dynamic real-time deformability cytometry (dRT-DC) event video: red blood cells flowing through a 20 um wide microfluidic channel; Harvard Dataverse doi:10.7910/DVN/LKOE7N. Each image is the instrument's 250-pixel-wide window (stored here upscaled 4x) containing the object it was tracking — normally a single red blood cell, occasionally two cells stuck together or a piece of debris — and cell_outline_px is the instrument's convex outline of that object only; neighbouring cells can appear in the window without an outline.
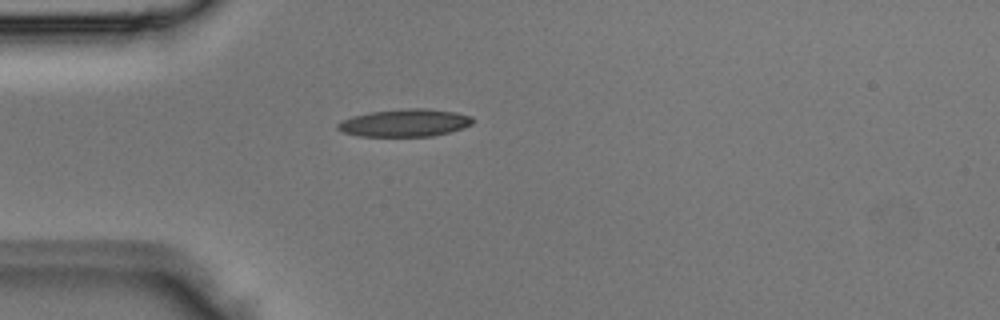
{"species": "Egyptian fruit bat (a non-hibernating species)", "species_latin": "Rousettus aegyptiacus", "temperature_condition": "room temperature", "stored_images_in_passage": 1, "camera_frame_rate_fps": 3000, "um_per_image_px": 0.085, "animal": {"sex": "male"}, "frame": {"image": 1, "passage_image": 1, "time_ms": 0.0, "image_size_px": [1000, 320], "cell_outline_px": [[476, 120], [472, 124], [464, 128], [432, 136], [360, 136], [344, 132], [336, 128], [336, 124], [352, 116], [372, 112], [408, 108], [424, 108], [456, 112], [472, 116]], "centroid_in_image_um": [34.46, 10.44], "position_along_channel_um": 50.5, "area_um2": 21.62}}